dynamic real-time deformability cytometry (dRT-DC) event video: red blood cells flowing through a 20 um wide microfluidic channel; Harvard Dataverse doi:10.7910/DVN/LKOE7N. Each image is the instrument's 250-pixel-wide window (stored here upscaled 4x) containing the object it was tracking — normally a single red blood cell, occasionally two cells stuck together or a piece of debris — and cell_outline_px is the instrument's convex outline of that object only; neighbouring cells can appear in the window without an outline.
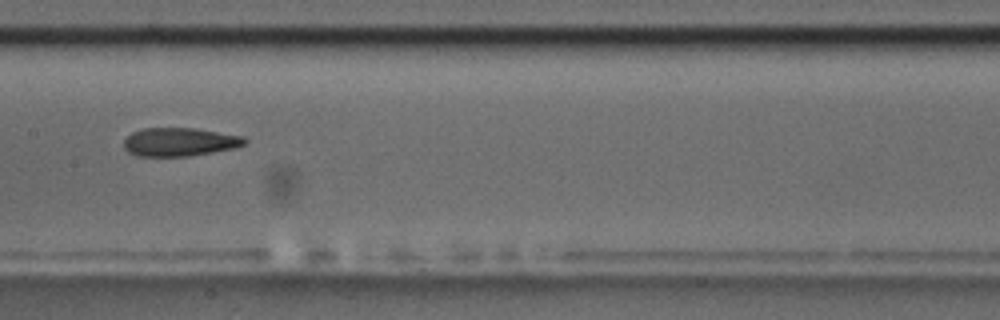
{"species": "common noctule bat (a hibernating species)", "species_latin": "Nyctalus noctula", "temperature_condition": "room temperature", "stored_images_in_passage": 6, "camera_frame_rate_fps": 3000, "um_per_image_px": 0.085, "animal": {"sex": "male", "body_mass_g": 17.5, "forearm_length_mm": 52.3}, "frame": {"image": 1, "passage_image": 5, "time_ms": 4.667, "image_size_px": [1000, 320], "cell_outline_px": [[248, 140], [244, 144], [236, 148], [188, 156], [136, 156], [128, 152], [124, 148], [124, 140], [132, 132], [144, 128], [196, 128], [244, 136]], "centroid_in_image_um": [15.28, 12.06], "position_along_channel_um": 192.1, "area_um2": 20.11}}
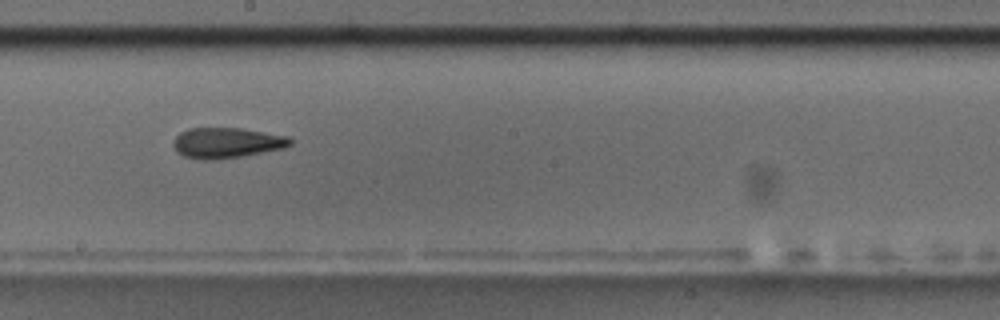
{"frame": {"image": 2, "passage_image": 6, "time_ms": 5.667, "image_size_px": [1000, 320], "cell_outline_px": [[292, 144], [284, 148], [244, 156], [216, 160], [200, 160], [184, 156], [176, 152], [172, 144], [172, 140], [180, 132], [188, 128], [240, 128], [288, 136], [292, 140]], "centroid_in_image_um": [19.23, 12.15], "position_along_channel_um": 229.0, "area_um2": 21.04}}